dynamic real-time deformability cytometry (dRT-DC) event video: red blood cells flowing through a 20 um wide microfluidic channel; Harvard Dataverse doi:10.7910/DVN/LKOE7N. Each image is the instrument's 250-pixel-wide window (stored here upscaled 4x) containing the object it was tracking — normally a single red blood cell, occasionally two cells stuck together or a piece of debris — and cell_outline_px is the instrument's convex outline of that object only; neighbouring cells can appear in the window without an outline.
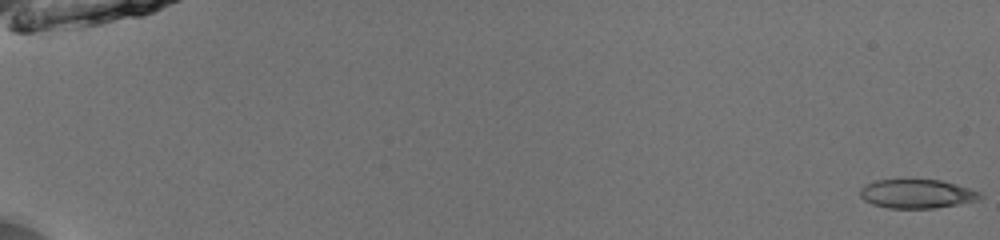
{"species": "common noctule bat (a hibernating species)", "species_latin": "Nyctalus noctula", "temperature_condition": "room temperature", "stored_images_in_passage": 53, "camera_frame_rate_fps": 3000, "um_per_image_px": 0.085, "animal": {"sex": "male", "body_mass_g": 13.0, "forearm_length_mm": 53.1}, "frame": {"image": 1, "passage_image": 1, "time_ms": 0.0, "image_size_px": [1000, 240], "cell_outline_px": [[984, 196], [980, 200], [936, 208], [888, 208], [872, 204], [864, 200], [860, 196], [860, 188], [864, 184], [876, 180], [940, 180], [956, 184], [980, 192]], "centroid_in_image_um": [77.94, 16.48], "position_along_channel_um": 7.1, "area_um2": 20.29}}
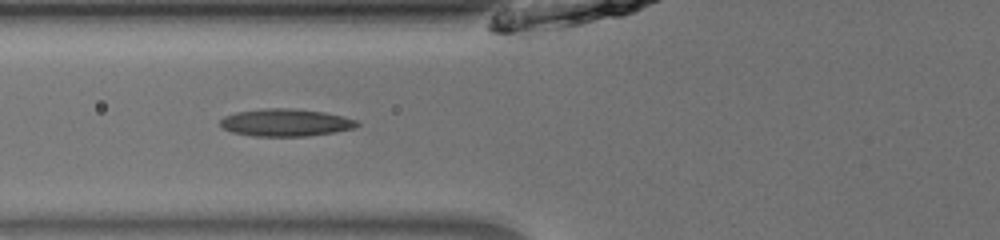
{"frame": {"image": 2, "passage_image": 23, "time_ms": 7.333, "image_size_px": [1000, 240], "cell_outline_px": [[360, 124], [356, 128], [308, 136], [252, 136], [232, 132], [224, 128], [220, 124], [220, 120], [224, 116], [236, 112], [268, 108], [292, 108], [324, 112], [344, 116], [356, 120]], "centroid_in_image_um": [24.29, 10.42], "position_along_channel_um": 101.5, "area_um2": 21.85}}
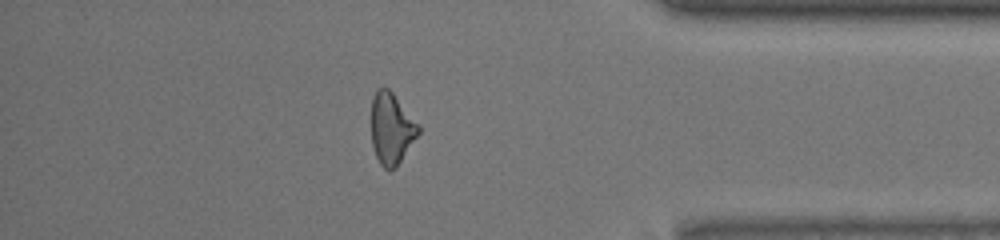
{"frame": {"image": 3, "passage_image": 47, "time_ms": 15.333, "image_size_px": [1000, 240], "cell_outline_px": [[420, 132], [396, 168], [392, 172], [388, 172], [380, 164], [376, 156], [372, 144], [372, 96], [376, 88], [388, 88], [392, 92], [420, 124]], "centroid_in_image_um": [33.29, 10.94], "position_along_channel_um": 401.9, "area_um2": 19.83}, "authors_computed_cell_mechanics": {"area_um2": 20.5768, "velocity_mm_per_s": 3.9725, "shape_relaxation_time_tau1_ms": null, "shape_relaxation_time_tau2_ms": 4.9906, "deformation_change_tau1": null, "deformation_change_tau2": 0.1234}}